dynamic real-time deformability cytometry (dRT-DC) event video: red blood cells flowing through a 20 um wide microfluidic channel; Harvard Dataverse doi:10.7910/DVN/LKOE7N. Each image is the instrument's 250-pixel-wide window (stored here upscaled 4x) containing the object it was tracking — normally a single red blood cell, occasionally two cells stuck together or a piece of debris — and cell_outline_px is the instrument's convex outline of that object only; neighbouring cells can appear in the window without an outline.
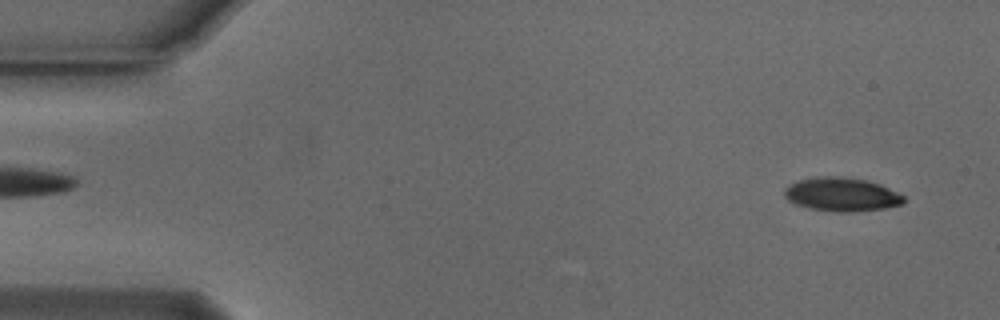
{"species": "Egyptian fruit bat (a non-hibernating species)", "species_latin": "Rousettus aegyptiacus", "temperature_condition": "cold", "stored_images_in_passage": 54, "camera_frame_rate_fps": 3000, "um_per_image_px": 0.085, "animal": {"sex": "male"}, "frame": {"image": 1, "passage_image": 3, "time_ms": 0.667, "image_size_px": [1000, 320], "cell_outline_px": [[904, 204], [884, 208], [852, 212], [836, 212], [812, 208], [796, 204], [788, 200], [784, 196], [784, 188], [788, 184], [800, 180], [820, 176], [840, 176], [864, 180], [880, 184], [904, 196]], "centroid_in_image_um": [71.53, 16.52], "position_along_channel_um": 13.5, "area_um2": 23.29}}
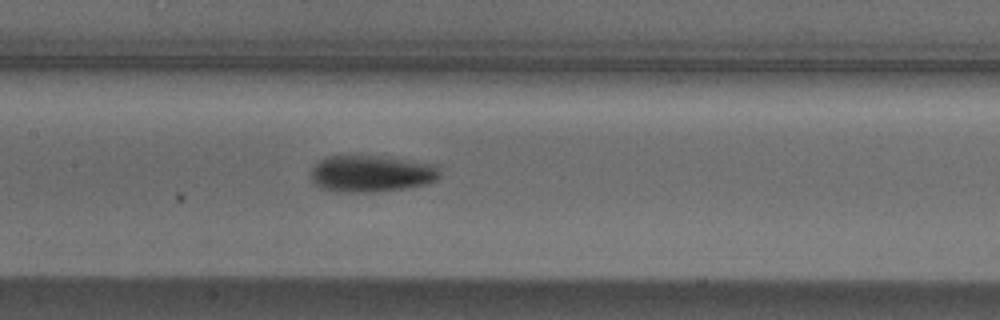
{"frame": {"image": 2, "passage_image": 25, "time_ms": 8.0, "image_size_px": [1000, 320], "cell_outline_px": [[440, 176], [436, 180], [424, 184], [408, 188], [376, 192], [336, 192], [320, 188], [312, 184], [312, 164], [316, 160], [324, 156], [376, 156], [436, 164], [440, 168]], "centroid_in_image_um": [31.51, 14.77], "position_along_channel_um": 175.9, "area_um2": 27.98}}
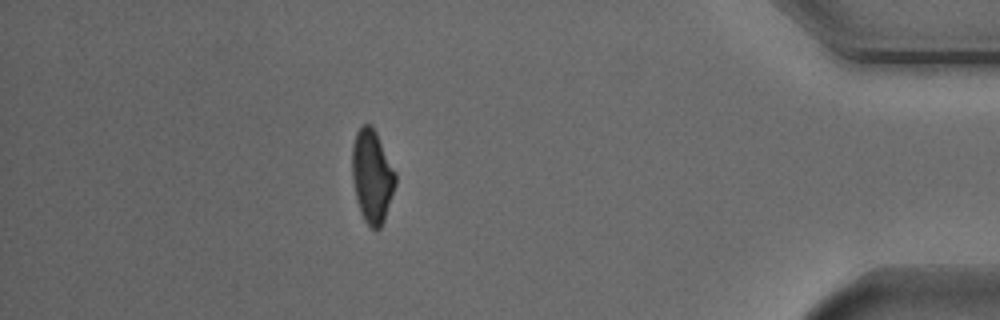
{"frame": {"image": 3, "passage_image": 47, "time_ms": 15.333, "image_size_px": [1000, 320], "cell_outline_px": [[396, 184], [384, 220], [380, 228], [372, 228], [364, 220], [360, 212], [356, 200], [352, 180], [352, 148], [356, 132], [364, 124], [368, 124], [376, 132], [396, 172]], "centroid_in_image_um": [31.62, 14.99], "position_along_channel_um": 403.6, "area_um2": 23.41}, "authors_computed_cell_mechanics": {"area_um2": 24.3049, "velocity_mm_per_s": 3.7673, "shape_relaxation_time_tau1_ms": 3.8145, "shape_relaxation_time_tau2_ms": 4.655, "deformation_change_tau1": 0.1354, "deformation_change_tau2": 0.1111}}